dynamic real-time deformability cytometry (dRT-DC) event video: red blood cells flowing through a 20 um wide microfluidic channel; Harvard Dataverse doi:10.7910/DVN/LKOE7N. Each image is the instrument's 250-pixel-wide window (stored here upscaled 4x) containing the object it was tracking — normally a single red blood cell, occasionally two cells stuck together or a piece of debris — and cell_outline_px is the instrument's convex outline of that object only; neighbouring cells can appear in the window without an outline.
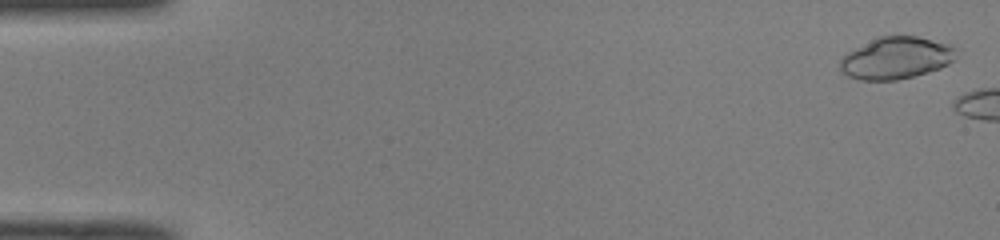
{"species": "common noctule bat (a hibernating species)", "species_latin": "Nyctalus noctula", "temperature_condition": "room temperature", "stored_images_in_passage": 6, "camera_frame_rate_fps": 3000, "um_per_image_px": 0.085, "animal": {"sex": "male", "body_mass_g": 19.0, "forearm_length_mm": 50.8}, "frame": {"image": 1, "passage_image": 2, "time_ms": 0.333, "image_size_px": [1000, 240], "cell_outline_px": [[956, 60], [940, 68], [912, 76], [896, 80], [860, 80], [848, 76], [840, 72], [840, 60], [848, 52], [876, 36], [916, 36], [948, 44], [956, 48]], "centroid_in_image_um": [76.16, 4.93], "position_along_channel_um": 8.8, "area_um2": 28.38}}